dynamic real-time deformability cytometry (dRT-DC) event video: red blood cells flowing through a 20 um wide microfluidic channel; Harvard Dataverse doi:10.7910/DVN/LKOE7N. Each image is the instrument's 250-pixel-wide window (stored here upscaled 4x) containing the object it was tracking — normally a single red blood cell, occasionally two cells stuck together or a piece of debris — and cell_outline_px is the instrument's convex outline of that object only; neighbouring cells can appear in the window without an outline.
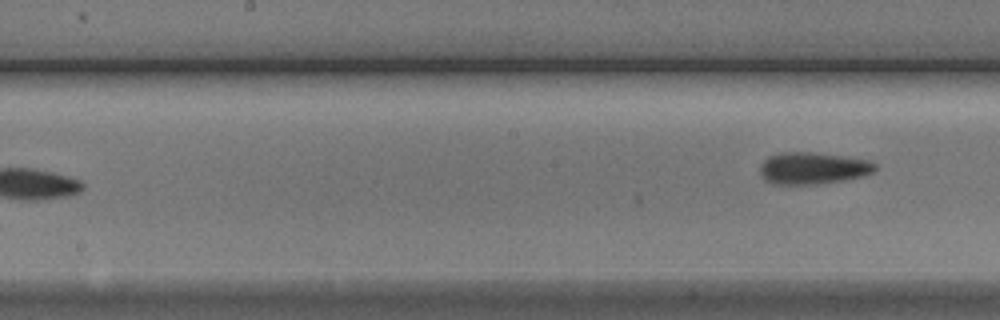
{"species": "Egyptian fruit bat (a non-hibernating species)", "species_latin": "Rousettus aegyptiacus", "temperature_condition": "cold", "stored_images_in_passage": 8, "camera_frame_rate_fps": 3000, "um_per_image_px": 0.085, "animal": {"sex": "male"}, "frame": {"image": 1, "passage_image": 8, "time_ms": 8.333, "image_size_px": [1000, 320], "cell_outline_px": [[876, 172], [864, 176], [844, 180], [816, 184], [772, 184], [760, 172], [760, 164], [768, 156], [780, 152], [812, 152], [868, 160], [876, 164]], "centroid_in_image_um": [69.11, 14.29], "position_along_channel_um": 179.1, "area_um2": 21.33}}